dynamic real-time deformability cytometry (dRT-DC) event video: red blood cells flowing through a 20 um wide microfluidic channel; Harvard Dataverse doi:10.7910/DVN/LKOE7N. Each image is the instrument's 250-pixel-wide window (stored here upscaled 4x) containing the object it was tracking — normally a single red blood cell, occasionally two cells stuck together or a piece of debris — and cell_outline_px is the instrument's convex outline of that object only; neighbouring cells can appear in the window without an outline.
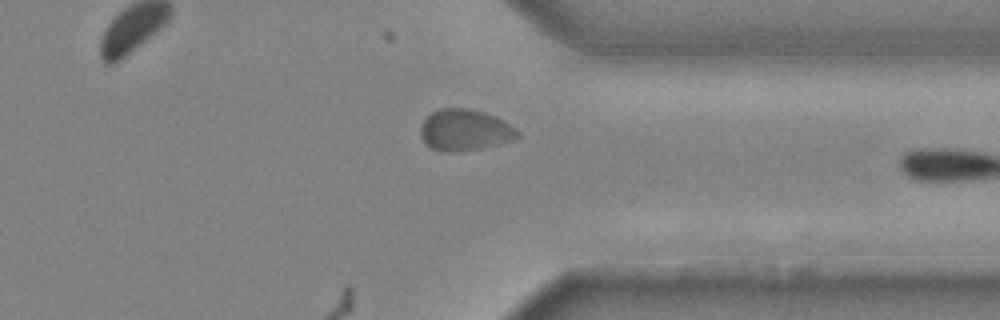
{"species": "common noctule bat (a hibernating species)", "species_latin": "Nyctalus noctula", "temperature_condition": "cold", "stored_images_in_passage": 18, "camera_frame_rate_fps": 3000, "um_per_image_px": 0.085, "animal": {"sex": "male", "body_mass_g": 20.4}, "frame": {"image": 1, "passage_image": 18, "time_ms": 5.667, "image_size_px": [1000, 320], "cell_outline_px": [[520, 136], [516, 140], [500, 144], [480, 148], [432, 148], [424, 140], [420, 132], [420, 124], [432, 112], [440, 108], [468, 108], [484, 112], [508, 124], [520, 132]], "centroid_in_image_um": [39.55, 11.0], "position_along_channel_um": 371.9, "area_um2": 22.37}}